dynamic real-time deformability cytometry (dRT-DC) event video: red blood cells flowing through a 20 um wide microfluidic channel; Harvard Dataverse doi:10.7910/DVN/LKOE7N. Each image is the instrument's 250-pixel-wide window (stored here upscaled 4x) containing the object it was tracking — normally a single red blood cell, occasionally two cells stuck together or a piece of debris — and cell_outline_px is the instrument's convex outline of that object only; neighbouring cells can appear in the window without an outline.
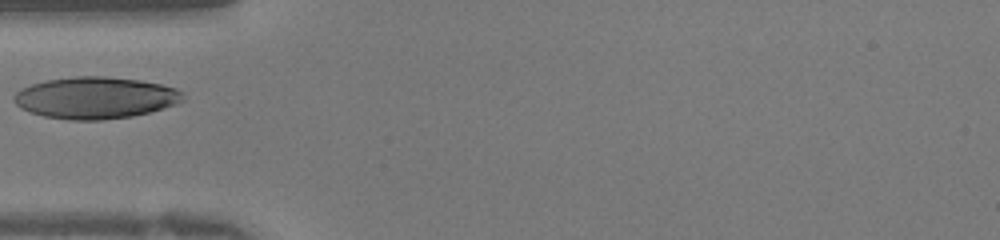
{"species": "human", "species_latin": "Homo sapiens", "temperature_condition": "warm", "stored_images_in_passage": 18, "camera_frame_rate_fps": 3000, "um_per_image_px": 0.085, "donor": {"sex": "female"}, "frame": {"image": 1, "passage_image": 1, "time_ms": 0.0, "image_size_px": [1000, 240], "cell_outline_px": [[184, 100], [176, 104], [148, 112], [132, 116], [104, 120], [68, 120], [44, 116], [20, 108], [12, 100], [12, 96], [20, 88], [32, 84], [48, 80], [76, 76], [104, 76], [136, 80], [160, 84], [176, 88], [180, 92]], "centroid_in_image_um": [8.06, 8.32], "position_along_channel_um": 76.9, "area_um2": 40.92}}
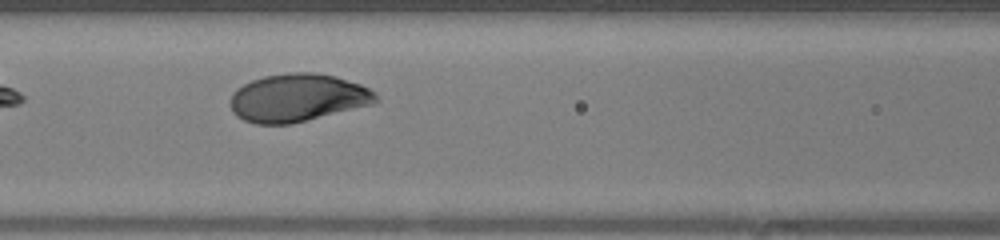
{"frame": {"image": 2, "passage_image": 5, "time_ms": 1.333, "image_size_px": [1000, 240], "cell_outline_px": [[380, 100], [372, 104], [292, 124], [256, 124], [244, 120], [236, 116], [232, 112], [228, 104], [232, 92], [236, 88], [252, 80], [264, 76], [288, 72], [316, 72], [336, 76], [360, 84], [376, 92]], "centroid_in_image_um": [25.27, 8.31], "position_along_channel_um": 141.3, "area_um2": 41.04}}
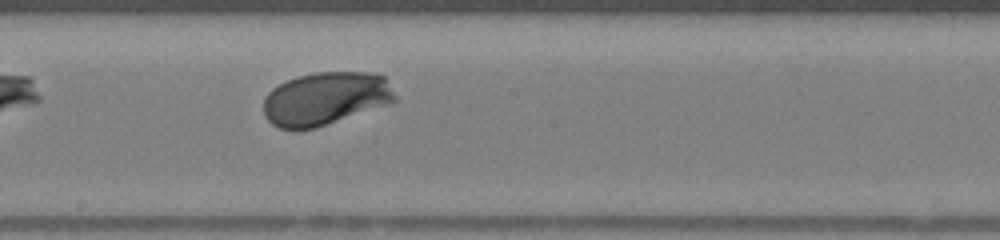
{"frame": {"image": 3, "passage_image": 10, "time_ms": 3.0, "image_size_px": [1000, 240], "cell_outline_px": [[396, 100], [392, 104], [316, 128], [280, 128], [272, 124], [264, 116], [264, 100], [268, 92], [272, 88], [296, 76], [316, 72], [372, 72], [384, 76], [396, 96]], "centroid_in_image_um": [27.7, 8.37], "position_along_channel_um": 220.5, "area_um2": 40.86}}